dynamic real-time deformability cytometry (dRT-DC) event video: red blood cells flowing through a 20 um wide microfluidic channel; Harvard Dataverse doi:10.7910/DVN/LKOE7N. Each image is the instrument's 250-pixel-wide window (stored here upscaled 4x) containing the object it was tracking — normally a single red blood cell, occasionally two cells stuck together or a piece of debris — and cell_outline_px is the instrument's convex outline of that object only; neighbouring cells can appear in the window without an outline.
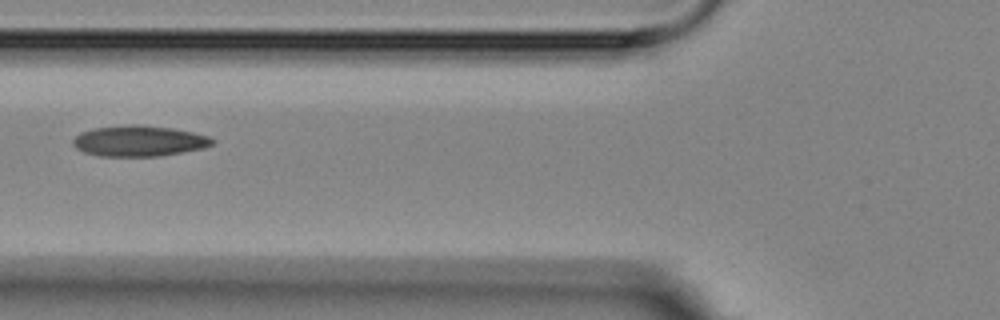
{"species": "Egyptian fruit bat (a non-hibernating species)", "species_latin": "Rousettus aegyptiacus", "temperature_condition": "room temperature", "stored_images_in_passage": 2, "camera_frame_rate_fps": 3000, "um_per_image_px": 0.085, "animal": {"sex": "female"}, "frame": {"image": 1, "passage_image": 2, "time_ms": 1.0, "image_size_px": [1000, 320], "cell_outline_px": [[216, 140], [212, 144], [204, 148], [160, 156], [100, 156], [84, 152], [76, 148], [72, 144], [72, 140], [80, 132], [96, 128], [132, 124], [140, 124], [172, 128], [192, 132], [208, 136]], "centroid_in_image_um": [11.82, 11.98], "position_along_channel_um": 114.0, "area_um2": 24.97}}